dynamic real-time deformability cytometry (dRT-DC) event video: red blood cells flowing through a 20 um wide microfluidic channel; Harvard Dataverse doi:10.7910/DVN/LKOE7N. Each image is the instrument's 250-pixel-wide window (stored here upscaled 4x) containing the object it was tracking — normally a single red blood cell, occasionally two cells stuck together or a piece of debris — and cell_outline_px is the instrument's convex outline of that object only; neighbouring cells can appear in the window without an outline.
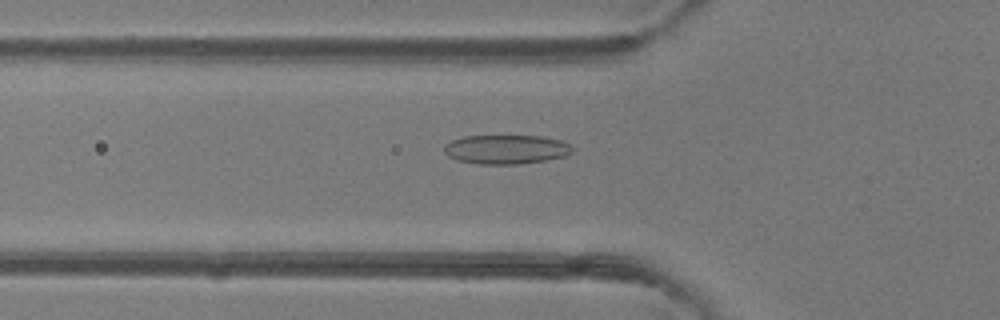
{"species": "common noctule bat (a hibernating species)", "species_latin": "Nyctalus noctula", "temperature_condition": "room temperature", "stored_images_in_passage": 49, "camera_frame_rate_fps": 3000, "um_per_image_px": 0.085, "animal": {"sex": "female"}, "frame": {"image": 1, "passage_image": 17, "time_ms": 5.333, "image_size_px": [1000, 320], "cell_outline_px": [[572, 152], [564, 156], [544, 160], [520, 164], [480, 164], [456, 160], [448, 156], [444, 152], [444, 144], [452, 140], [464, 136], [540, 136], [564, 140], [572, 144]], "centroid_in_image_um": [43.02, 12.69], "position_along_channel_um": 82.8, "area_um2": 21.91}}
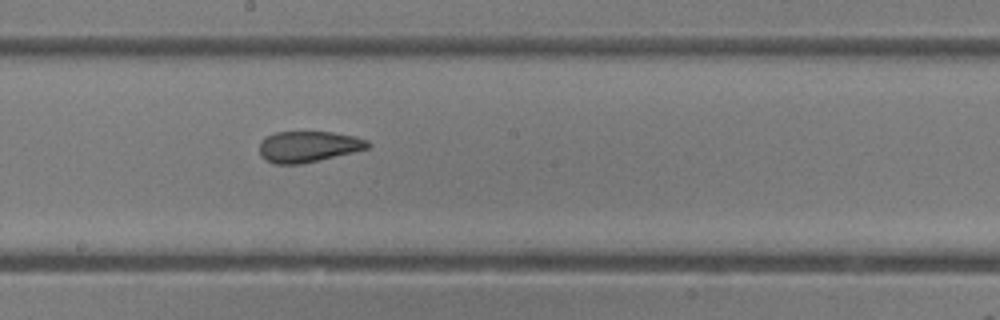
{"frame": {"image": 2, "passage_image": 27, "time_ms": 8.667, "image_size_px": [1000, 320], "cell_outline_px": [[372, 144], [368, 148], [352, 152], [300, 164], [276, 164], [264, 160], [260, 156], [260, 140], [276, 132], [332, 132], [356, 136], [368, 140]], "centroid_in_image_um": [26.2, 12.45], "position_along_channel_um": 222.0, "area_um2": 19.54}}
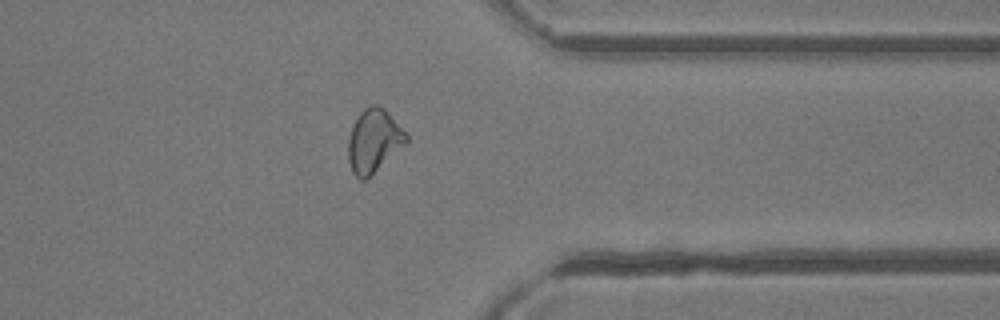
{"frame": {"image": 3, "passage_image": 39, "time_ms": 12.667, "image_size_px": [1000, 320], "cell_outline_px": [[408, 140], [368, 180], [360, 180], [352, 172], [348, 160], [348, 140], [356, 116], [364, 108], [372, 104], [376, 104], [384, 108], [408, 136]], "centroid_in_image_um": [31.74, 11.99], "position_along_channel_um": 379.7, "area_um2": 21.33}, "authors_computed_cell_mechanics": {"area_um2": 21.9062, "velocity_mm_per_s": 4.1529, "shape_relaxation_time_tau1_ms": null, "shape_relaxation_time_tau2_ms": 1.402, "deformation_change_tau1": null, "deformation_change_tau2": 0.0696}}